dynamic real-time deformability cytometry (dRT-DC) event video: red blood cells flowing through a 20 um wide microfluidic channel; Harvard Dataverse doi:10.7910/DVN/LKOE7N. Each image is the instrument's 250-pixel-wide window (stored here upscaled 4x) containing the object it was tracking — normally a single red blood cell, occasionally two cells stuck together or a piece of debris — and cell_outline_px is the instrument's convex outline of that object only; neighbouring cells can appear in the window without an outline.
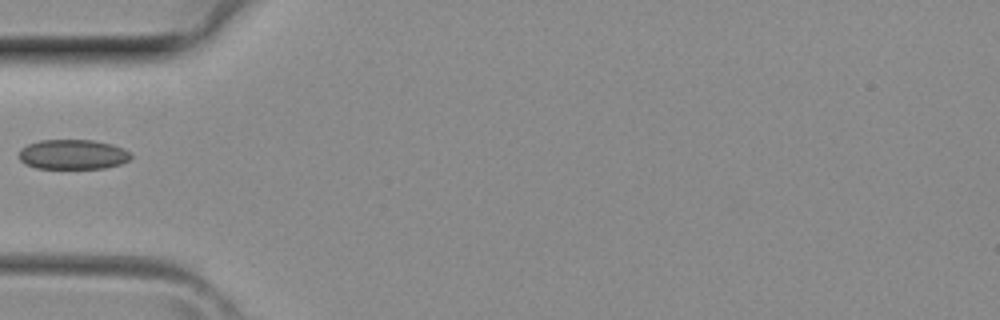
{"species": "common noctule bat (a hibernating species)", "species_latin": "Nyctalus noctula", "temperature_condition": "room temperature", "stored_images_in_passage": 27, "camera_frame_rate_fps": 3000, "um_per_image_px": 0.085, "animal": {"sex": "female", "body_mass_g": 29.2, "forearm_length_mm": 56.3}, "frame": {"image": 1, "passage_image": 1, "time_ms": 0.0, "image_size_px": [1000, 320], "cell_outline_px": [[132, 156], [128, 160], [120, 164], [104, 168], [36, 168], [24, 164], [20, 160], [20, 148], [28, 144], [40, 140], [92, 140], [112, 144], [124, 148]], "centroid_in_image_um": [6.18, 13.12], "position_along_channel_um": 78.8, "area_um2": 19.42}}
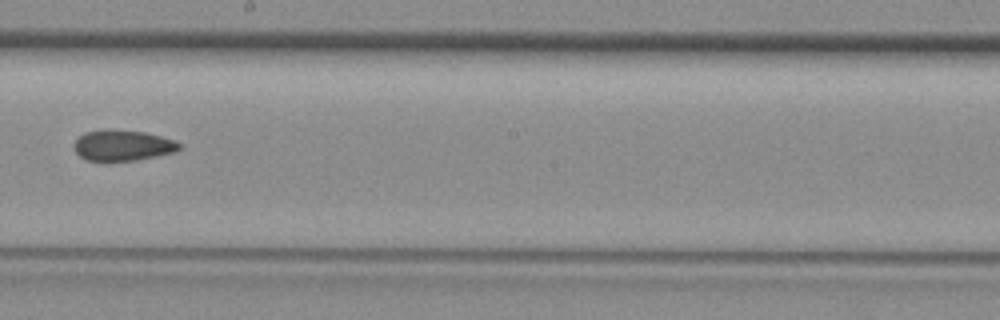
{"frame": {"image": 2, "passage_image": 10, "time_ms": 3.0, "image_size_px": [1000, 320], "cell_outline_px": [[180, 148], [172, 152], [156, 156], [136, 160], [88, 160], [80, 156], [76, 152], [72, 144], [84, 132], [104, 128], [108, 128], [144, 132], [176, 140], [180, 144]], "centroid_in_image_um": [10.39, 12.33], "position_along_channel_um": 237.8, "area_um2": 18.84}}
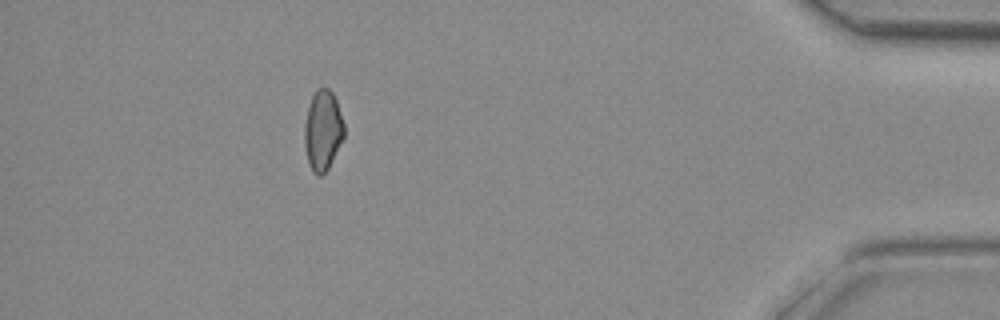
{"frame": {"image": 3, "passage_image": 23, "time_ms": 7.333, "image_size_px": [1000, 320], "cell_outline_px": [[344, 136], [328, 168], [320, 176], [316, 176], [312, 172], [308, 164], [304, 144], [304, 124], [308, 108], [312, 96], [316, 88], [328, 88], [332, 92], [336, 100], [344, 124]], "centroid_in_image_um": [27.42, 11.09], "position_along_channel_um": 407.8, "area_um2": 18.5}}